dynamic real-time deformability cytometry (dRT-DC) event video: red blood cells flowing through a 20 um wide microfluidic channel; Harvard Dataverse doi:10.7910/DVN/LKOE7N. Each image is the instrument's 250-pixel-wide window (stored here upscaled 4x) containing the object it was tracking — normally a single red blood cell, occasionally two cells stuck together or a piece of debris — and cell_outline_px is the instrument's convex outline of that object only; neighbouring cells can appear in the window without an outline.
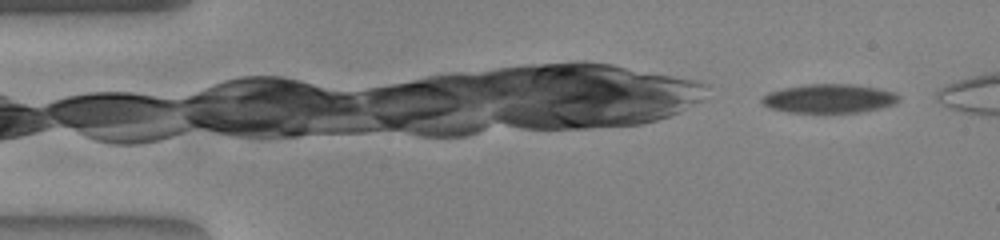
{"species": "common noctule bat (a hibernating species)", "species_latin": "Nyctalus noctula", "temperature_condition": "warm", "stored_images_in_passage": 14, "camera_frame_rate_fps": 3000, "um_per_image_px": 0.085, "animal": {"sex": "female", "body_mass_g": 23.0, "forearm_length_mm": 53.4}, "frame": {"image": 1, "passage_image": 3, "time_ms": 0.667, "image_size_px": [1000, 240], "cell_outline_px": [[900, 100], [896, 104], [880, 108], [860, 112], [788, 112], [772, 108], [764, 104], [760, 100], [768, 92], [784, 88], [808, 84], [852, 84], [876, 88], [892, 92], [900, 96]], "centroid_in_image_um": [70.51, 8.37], "position_along_channel_um": 14.5, "area_um2": 22.83}}